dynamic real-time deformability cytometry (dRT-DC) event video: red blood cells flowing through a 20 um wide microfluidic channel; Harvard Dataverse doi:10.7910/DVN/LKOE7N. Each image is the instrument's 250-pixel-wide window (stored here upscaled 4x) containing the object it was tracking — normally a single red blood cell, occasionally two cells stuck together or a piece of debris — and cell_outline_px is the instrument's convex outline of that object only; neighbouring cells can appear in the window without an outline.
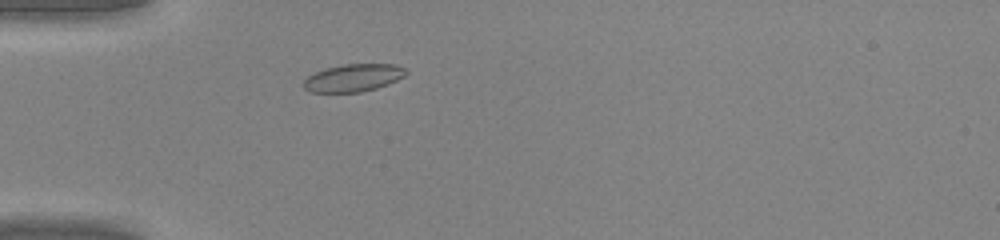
{"species": "common noctule bat (a hibernating species)", "species_latin": "Nyctalus noctula", "temperature_condition": "warm", "stored_images_in_passage": 38, "camera_frame_rate_fps": 3000, "um_per_image_px": 0.085, "animal": {"sex": "male", "body_mass_g": 20.0, "forearm_length_mm": 53.3}, "frame": {"image": 1, "passage_image": 6, "time_ms": 1.667, "image_size_px": [1000, 240], "cell_outline_px": [[408, 72], [404, 76], [388, 84], [376, 88], [360, 92], [312, 92], [304, 88], [304, 80], [308, 76], [316, 72], [328, 68], [344, 64], [396, 64], [404, 68]], "centroid_in_image_um": [30.06, 6.61], "position_along_channel_um": 54.9, "area_um2": 16.24}}
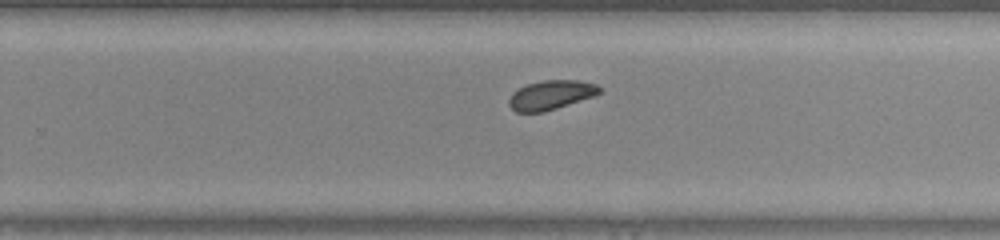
{"frame": {"image": 2, "passage_image": 22, "time_ms": 7.0, "image_size_px": [1000, 240], "cell_outline_px": [[600, 92], [592, 96], [544, 112], [516, 112], [508, 104], [508, 100], [512, 92], [528, 84], [544, 80], [576, 80], [596, 84], [600, 88]], "centroid_in_image_um": [46.78, 8.07], "position_along_channel_um": 283.0, "area_um2": 15.14}}
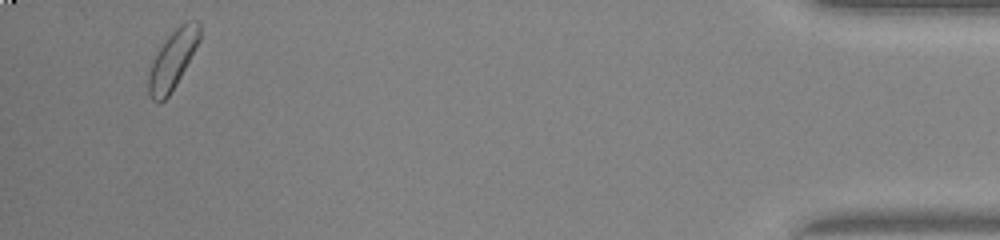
{"frame": {"image": 3, "passage_image": 36, "time_ms": 11.667, "image_size_px": [1000, 240], "cell_outline_px": [[200, 40], [176, 84], [168, 96], [160, 104], [156, 104], [148, 96], [148, 76], [152, 60], [156, 52], [168, 36], [180, 24], [188, 20], [200, 20]], "centroid_in_image_um": [14.65, 5.09], "position_along_channel_um": 420.5, "area_um2": 17.51}}